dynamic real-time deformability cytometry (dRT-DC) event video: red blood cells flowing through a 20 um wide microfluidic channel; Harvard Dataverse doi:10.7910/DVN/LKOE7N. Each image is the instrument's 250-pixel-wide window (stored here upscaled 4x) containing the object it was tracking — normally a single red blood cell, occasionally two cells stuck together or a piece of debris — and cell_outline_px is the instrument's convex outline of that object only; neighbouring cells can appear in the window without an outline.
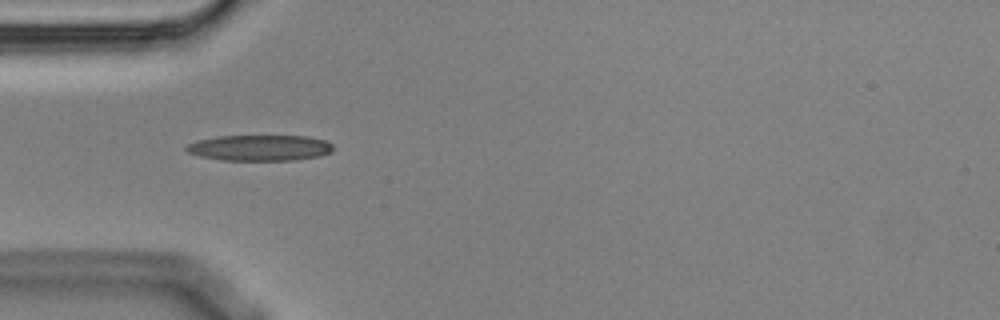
{"species": "Egyptian fruit bat (a non-hibernating species)", "species_latin": "Rousettus aegyptiacus", "temperature_condition": "cold", "stored_images_in_passage": 6, "camera_frame_rate_fps": 3000, "um_per_image_px": 0.085, "animal": {"sex": "male"}, "frame": {"image": 1, "passage_image": 5, "time_ms": 1.333, "image_size_px": [1000, 320], "cell_outline_px": [[332, 152], [320, 156], [296, 160], [224, 160], [200, 156], [188, 152], [184, 148], [188, 144], [196, 140], [220, 136], [308, 136], [324, 140], [332, 144]], "centroid_in_image_um": [22.09, 12.56], "position_along_channel_um": 62.9, "area_um2": 22.08}}
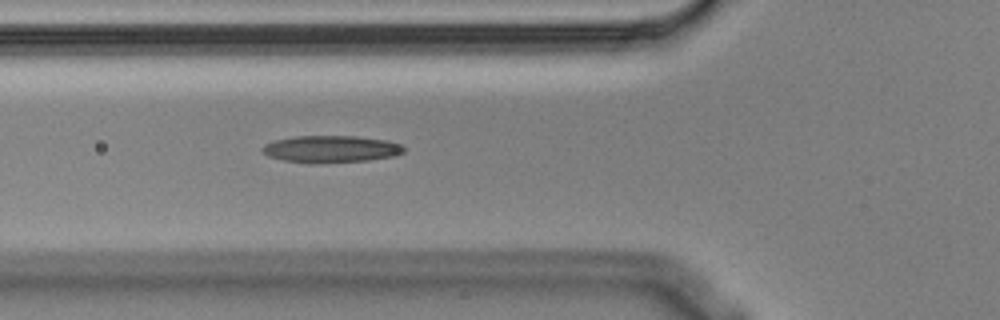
{"frame": {"image": 2, "passage_image": 6, "time_ms": 1.667, "image_size_px": [1000, 320], "cell_outline_px": [[404, 152], [392, 156], [368, 160], [312, 164], [284, 160], [268, 156], [260, 148], [264, 144], [276, 140], [296, 136], [356, 136], [388, 140], [400, 144], [404, 148]], "centroid_in_image_um": [28.12, 12.67], "position_along_channel_um": 97.7, "area_um2": 22.25}}